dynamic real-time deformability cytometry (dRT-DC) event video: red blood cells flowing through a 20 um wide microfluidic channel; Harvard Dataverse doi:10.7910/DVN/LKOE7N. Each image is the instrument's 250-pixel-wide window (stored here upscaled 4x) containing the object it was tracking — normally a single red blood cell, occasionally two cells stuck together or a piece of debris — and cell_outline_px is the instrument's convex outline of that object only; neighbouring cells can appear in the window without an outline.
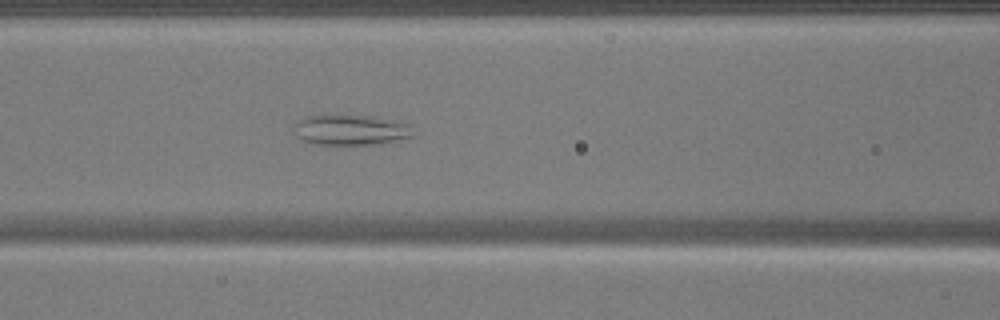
{"species": "common noctule bat (a hibernating species)", "species_latin": "Nyctalus noctula", "temperature_condition": "warm", "stored_images_in_passage": 40, "camera_frame_rate_fps": 3000, "um_per_image_px": 0.085, "animal": {"sex": "male", "body_mass_g": 17.9}, "frame": {"image": 1, "passage_image": 11, "time_ms": 3.333, "image_size_px": [1000, 320], "cell_outline_px": [[416, 136], [384, 144], [312, 144], [296, 136], [292, 132], [292, 124], [296, 120], [304, 116], [372, 116], [408, 124]], "centroid_in_image_um": [29.77, 11.06], "position_along_channel_um": 136.8, "area_um2": 21.27}}
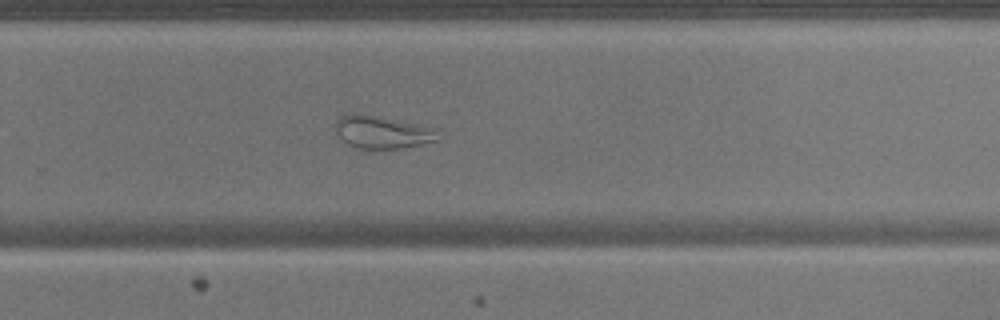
{"frame": {"image": 2, "passage_image": 23, "time_ms": 7.333, "image_size_px": [1000, 320], "cell_outline_px": [[444, 136], [440, 140], [400, 148], [356, 148], [340, 140], [336, 132], [336, 120], [340, 116], [348, 112], [364, 112], [420, 124], [436, 128]], "centroid_in_image_um": [32.52, 11.19], "position_along_channel_um": 297.3, "area_um2": 20.35}}
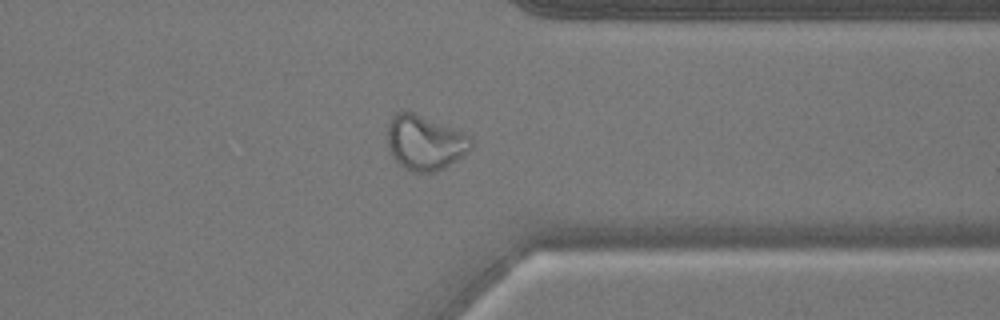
{"frame": {"image": 3, "passage_image": 29, "time_ms": 9.333, "image_size_px": [1000, 320], "cell_outline_px": [[472, 148], [464, 156], [444, 168], [432, 172], [412, 172], [404, 168], [392, 156], [388, 144], [388, 124], [392, 116], [396, 112], [412, 112], [464, 132], [472, 136]], "centroid_in_image_um": [36.15, 12.13], "position_along_channel_um": 375.3, "area_um2": 26.7}}